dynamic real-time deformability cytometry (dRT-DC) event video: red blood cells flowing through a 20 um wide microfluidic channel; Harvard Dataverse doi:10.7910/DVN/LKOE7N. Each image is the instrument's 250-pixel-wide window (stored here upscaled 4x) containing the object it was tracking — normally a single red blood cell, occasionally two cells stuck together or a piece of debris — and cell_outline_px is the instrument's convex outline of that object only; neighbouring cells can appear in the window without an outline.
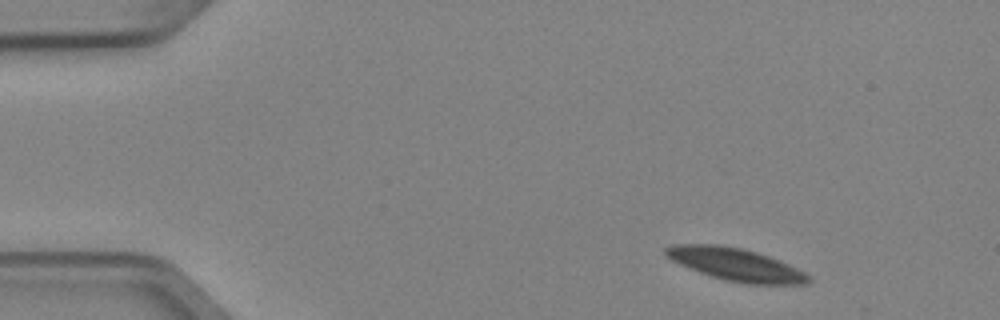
{"species": "Egyptian fruit bat (a non-hibernating species)", "species_latin": "Rousettus aegyptiacus", "temperature_condition": "cold", "stored_images_in_passage": 6, "camera_frame_rate_fps": 3000, "um_per_image_px": 0.085, "animal": {"sex": "female"}, "frame": {"image": 1, "passage_image": 1, "time_ms": 0.0, "image_size_px": [1000, 320], "cell_outline_px": [[812, 280], [808, 284], [744, 284], [712, 276], [700, 272], [680, 264], [664, 256], [664, 248], [672, 244], [716, 244], [740, 248], [756, 252], [768, 256], [788, 264], [812, 276]], "centroid_in_image_um": [62.54, 22.48], "position_along_channel_um": 22.5, "area_um2": 26.99}}
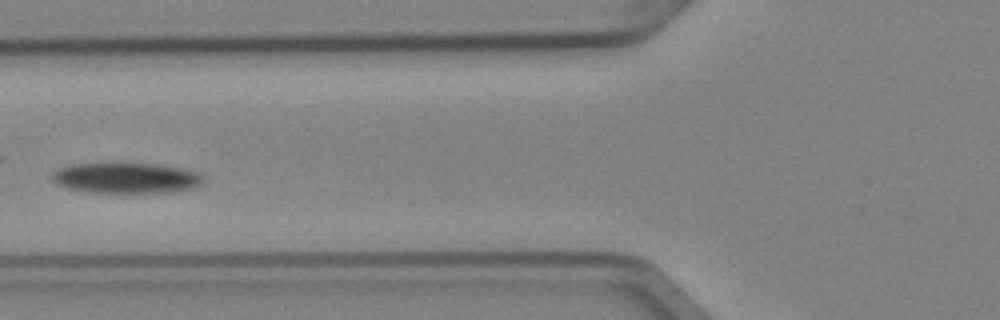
{"frame": {"image": 2, "passage_image": 5, "time_ms": 1.333, "image_size_px": [1000, 320], "cell_outline_px": [[204, 180], [200, 184], [192, 188], [168, 192], [88, 192], [68, 188], [56, 184], [52, 180], [52, 172], [60, 168], [72, 164], [156, 164], [180, 168], [200, 172], [204, 176]], "centroid_in_image_um": [10.73, 15.13], "position_along_channel_um": 115.1, "area_um2": 26.65}}
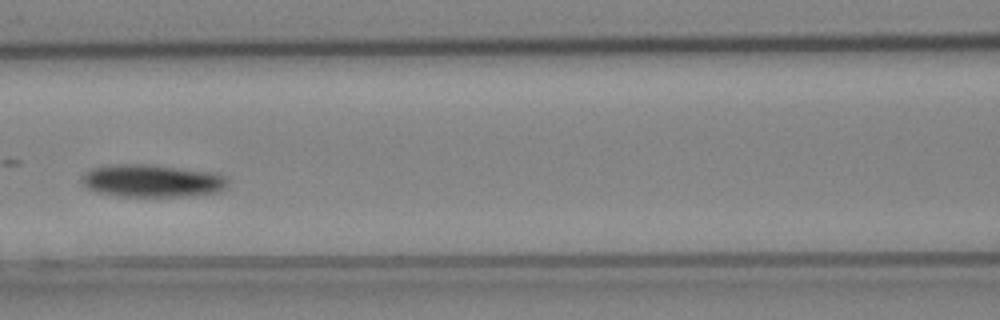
{"frame": {"image": 3, "passage_image": 6, "time_ms": 1.667, "image_size_px": [1000, 320], "cell_outline_px": [[228, 184], [220, 192], [188, 196], [116, 196], [96, 192], [88, 188], [80, 180], [84, 172], [92, 168], [116, 164], [152, 164], [208, 172], [224, 176]], "centroid_in_image_um": [12.88, 15.37], "position_along_channel_um": 153.7, "area_um2": 27.69}}